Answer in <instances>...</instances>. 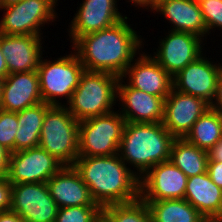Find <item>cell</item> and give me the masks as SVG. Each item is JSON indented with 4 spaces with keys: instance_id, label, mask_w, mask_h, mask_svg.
Segmentation results:
<instances>
[{
    "instance_id": "8",
    "label": "cell",
    "mask_w": 222,
    "mask_h": 222,
    "mask_svg": "<svg viewBox=\"0 0 222 222\" xmlns=\"http://www.w3.org/2000/svg\"><path fill=\"white\" fill-rule=\"evenodd\" d=\"M55 4L51 0H4V16L0 33L41 36L40 27L55 18Z\"/></svg>"
},
{
    "instance_id": "10",
    "label": "cell",
    "mask_w": 222,
    "mask_h": 222,
    "mask_svg": "<svg viewBox=\"0 0 222 222\" xmlns=\"http://www.w3.org/2000/svg\"><path fill=\"white\" fill-rule=\"evenodd\" d=\"M58 209L47 183L12 184L11 210L25 222H55Z\"/></svg>"
},
{
    "instance_id": "33",
    "label": "cell",
    "mask_w": 222,
    "mask_h": 222,
    "mask_svg": "<svg viewBox=\"0 0 222 222\" xmlns=\"http://www.w3.org/2000/svg\"><path fill=\"white\" fill-rule=\"evenodd\" d=\"M10 152L0 144V178H7Z\"/></svg>"
},
{
    "instance_id": "14",
    "label": "cell",
    "mask_w": 222,
    "mask_h": 222,
    "mask_svg": "<svg viewBox=\"0 0 222 222\" xmlns=\"http://www.w3.org/2000/svg\"><path fill=\"white\" fill-rule=\"evenodd\" d=\"M169 33L160 42L153 58L173 77L203 54V41L201 37L186 32L170 30Z\"/></svg>"
},
{
    "instance_id": "7",
    "label": "cell",
    "mask_w": 222,
    "mask_h": 222,
    "mask_svg": "<svg viewBox=\"0 0 222 222\" xmlns=\"http://www.w3.org/2000/svg\"><path fill=\"white\" fill-rule=\"evenodd\" d=\"M37 71L43 102L49 105H61L56 97L65 96L69 102L85 69L74 52L53 62L42 61L41 57Z\"/></svg>"
},
{
    "instance_id": "32",
    "label": "cell",
    "mask_w": 222,
    "mask_h": 222,
    "mask_svg": "<svg viewBox=\"0 0 222 222\" xmlns=\"http://www.w3.org/2000/svg\"><path fill=\"white\" fill-rule=\"evenodd\" d=\"M207 172L211 180L222 189V162L208 161Z\"/></svg>"
},
{
    "instance_id": "1",
    "label": "cell",
    "mask_w": 222,
    "mask_h": 222,
    "mask_svg": "<svg viewBox=\"0 0 222 222\" xmlns=\"http://www.w3.org/2000/svg\"><path fill=\"white\" fill-rule=\"evenodd\" d=\"M125 19L128 17L103 30L80 36L73 43L72 48L85 70L122 77L142 45L137 32Z\"/></svg>"
},
{
    "instance_id": "21",
    "label": "cell",
    "mask_w": 222,
    "mask_h": 222,
    "mask_svg": "<svg viewBox=\"0 0 222 222\" xmlns=\"http://www.w3.org/2000/svg\"><path fill=\"white\" fill-rule=\"evenodd\" d=\"M184 199L207 221L222 218V189L211 180L208 172L188 178Z\"/></svg>"
},
{
    "instance_id": "24",
    "label": "cell",
    "mask_w": 222,
    "mask_h": 222,
    "mask_svg": "<svg viewBox=\"0 0 222 222\" xmlns=\"http://www.w3.org/2000/svg\"><path fill=\"white\" fill-rule=\"evenodd\" d=\"M153 222H207L185 199L145 201Z\"/></svg>"
},
{
    "instance_id": "23",
    "label": "cell",
    "mask_w": 222,
    "mask_h": 222,
    "mask_svg": "<svg viewBox=\"0 0 222 222\" xmlns=\"http://www.w3.org/2000/svg\"><path fill=\"white\" fill-rule=\"evenodd\" d=\"M50 106L45 102H40L18 112L14 152L39 146L42 124Z\"/></svg>"
},
{
    "instance_id": "12",
    "label": "cell",
    "mask_w": 222,
    "mask_h": 222,
    "mask_svg": "<svg viewBox=\"0 0 222 222\" xmlns=\"http://www.w3.org/2000/svg\"><path fill=\"white\" fill-rule=\"evenodd\" d=\"M210 108L204 99L172 89L164 102L162 124L175 138H185L193 124Z\"/></svg>"
},
{
    "instance_id": "27",
    "label": "cell",
    "mask_w": 222,
    "mask_h": 222,
    "mask_svg": "<svg viewBox=\"0 0 222 222\" xmlns=\"http://www.w3.org/2000/svg\"><path fill=\"white\" fill-rule=\"evenodd\" d=\"M103 222H153L148 206L140 197L132 202L102 207Z\"/></svg>"
},
{
    "instance_id": "41",
    "label": "cell",
    "mask_w": 222,
    "mask_h": 222,
    "mask_svg": "<svg viewBox=\"0 0 222 222\" xmlns=\"http://www.w3.org/2000/svg\"><path fill=\"white\" fill-rule=\"evenodd\" d=\"M207 222H222V218L208 220Z\"/></svg>"
},
{
    "instance_id": "5",
    "label": "cell",
    "mask_w": 222,
    "mask_h": 222,
    "mask_svg": "<svg viewBox=\"0 0 222 222\" xmlns=\"http://www.w3.org/2000/svg\"><path fill=\"white\" fill-rule=\"evenodd\" d=\"M39 147L63 165H73L78 157L79 121L65 105H51L45 114Z\"/></svg>"
},
{
    "instance_id": "16",
    "label": "cell",
    "mask_w": 222,
    "mask_h": 222,
    "mask_svg": "<svg viewBox=\"0 0 222 222\" xmlns=\"http://www.w3.org/2000/svg\"><path fill=\"white\" fill-rule=\"evenodd\" d=\"M116 0H84L70 25L71 42L80 36L108 28L125 17L117 9Z\"/></svg>"
},
{
    "instance_id": "37",
    "label": "cell",
    "mask_w": 222,
    "mask_h": 222,
    "mask_svg": "<svg viewBox=\"0 0 222 222\" xmlns=\"http://www.w3.org/2000/svg\"><path fill=\"white\" fill-rule=\"evenodd\" d=\"M8 68H7V63L5 56L2 53V49L0 46V78L5 79L8 76Z\"/></svg>"
},
{
    "instance_id": "26",
    "label": "cell",
    "mask_w": 222,
    "mask_h": 222,
    "mask_svg": "<svg viewBox=\"0 0 222 222\" xmlns=\"http://www.w3.org/2000/svg\"><path fill=\"white\" fill-rule=\"evenodd\" d=\"M222 138V114L208 109L193 124L185 139L191 144L208 151Z\"/></svg>"
},
{
    "instance_id": "34",
    "label": "cell",
    "mask_w": 222,
    "mask_h": 222,
    "mask_svg": "<svg viewBox=\"0 0 222 222\" xmlns=\"http://www.w3.org/2000/svg\"><path fill=\"white\" fill-rule=\"evenodd\" d=\"M214 100L216 102L213 101V103L211 104V108L214 110H217L218 112L222 114V75H220L219 80H218V84L216 88V95H215Z\"/></svg>"
},
{
    "instance_id": "11",
    "label": "cell",
    "mask_w": 222,
    "mask_h": 222,
    "mask_svg": "<svg viewBox=\"0 0 222 222\" xmlns=\"http://www.w3.org/2000/svg\"><path fill=\"white\" fill-rule=\"evenodd\" d=\"M139 178L143 201L184 199L188 177L170 160L156 164Z\"/></svg>"
},
{
    "instance_id": "6",
    "label": "cell",
    "mask_w": 222,
    "mask_h": 222,
    "mask_svg": "<svg viewBox=\"0 0 222 222\" xmlns=\"http://www.w3.org/2000/svg\"><path fill=\"white\" fill-rule=\"evenodd\" d=\"M125 124L123 116L114 111L80 121L78 156L118 154Z\"/></svg>"
},
{
    "instance_id": "19",
    "label": "cell",
    "mask_w": 222,
    "mask_h": 222,
    "mask_svg": "<svg viewBox=\"0 0 222 222\" xmlns=\"http://www.w3.org/2000/svg\"><path fill=\"white\" fill-rule=\"evenodd\" d=\"M40 37L0 33V46L9 74L37 71L42 57Z\"/></svg>"
},
{
    "instance_id": "3",
    "label": "cell",
    "mask_w": 222,
    "mask_h": 222,
    "mask_svg": "<svg viewBox=\"0 0 222 222\" xmlns=\"http://www.w3.org/2000/svg\"><path fill=\"white\" fill-rule=\"evenodd\" d=\"M175 137L158 123L126 122L118 155L141 174L156 164L170 160L171 146Z\"/></svg>"
},
{
    "instance_id": "25",
    "label": "cell",
    "mask_w": 222,
    "mask_h": 222,
    "mask_svg": "<svg viewBox=\"0 0 222 222\" xmlns=\"http://www.w3.org/2000/svg\"><path fill=\"white\" fill-rule=\"evenodd\" d=\"M170 161L189 178L207 172L209 156L208 151L191 144L185 138H175Z\"/></svg>"
},
{
    "instance_id": "2",
    "label": "cell",
    "mask_w": 222,
    "mask_h": 222,
    "mask_svg": "<svg viewBox=\"0 0 222 222\" xmlns=\"http://www.w3.org/2000/svg\"><path fill=\"white\" fill-rule=\"evenodd\" d=\"M118 154L78 156L73 167L99 206L128 203L139 198V174L126 167Z\"/></svg>"
},
{
    "instance_id": "20",
    "label": "cell",
    "mask_w": 222,
    "mask_h": 222,
    "mask_svg": "<svg viewBox=\"0 0 222 222\" xmlns=\"http://www.w3.org/2000/svg\"><path fill=\"white\" fill-rule=\"evenodd\" d=\"M47 185L58 208L99 206L73 165H64L47 181Z\"/></svg>"
},
{
    "instance_id": "4",
    "label": "cell",
    "mask_w": 222,
    "mask_h": 222,
    "mask_svg": "<svg viewBox=\"0 0 222 222\" xmlns=\"http://www.w3.org/2000/svg\"><path fill=\"white\" fill-rule=\"evenodd\" d=\"M119 77L85 70L66 108L80 122L113 112Z\"/></svg>"
},
{
    "instance_id": "30",
    "label": "cell",
    "mask_w": 222,
    "mask_h": 222,
    "mask_svg": "<svg viewBox=\"0 0 222 222\" xmlns=\"http://www.w3.org/2000/svg\"><path fill=\"white\" fill-rule=\"evenodd\" d=\"M200 10L207 27V33L212 28L222 29V0H199Z\"/></svg>"
},
{
    "instance_id": "40",
    "label": "cell",
    "mask_w": 222,
    "mask_h": 222,
    "mask_svg": "<svg viewBox=\"0 0 222 222\" xmlns=\"http://www.w3.org/2000/svg\"><path fill=\"white\" fill-rule=\"evenodd\" d=\"M3 78H0V104H1V95H2V85H3Z\"/></svg>"
},
{
    "instance_id": "39",
    "label": "cell",
    "mask_w": 222,
    "mask_h": 222,
    "mask_svg": "<svg viewBox=\"0 0 222 222\" xmlns=\"http://www.w3.org/2000/svg\"><path fill=\"white\" fill-rule=\"evenodd\" d=\"M164 0H151V9L153 11V8L158 5L159 3H161Z\"/></svg>"
},
{
    "instance_id": "18",
    "label": "cell",
    "mask_w": 222,
    "mask_h": 222,
    "mask_svg": "<svg viewBox=\"0 0 222 222\" xmlns=\"http://www.w3.org/2000/svg\"><path fill=\"white\" fill-rule=\"evenodd\" d=\"M43 102L38 71L8 74L2 85L0 109L19 112Z\"/></svg>"
},
{
    "instance_id": "13",
    "label": "cell",
    "mask_w": 222,
    "mask_h": 222,
    "mask_svg": "<svg viewBox=\"0 0 222 222\" xmlns=\"http://www.w3.org/2000/svg\"><path fill=\"white\" fill-rule=\"evenodd\" d=\"M220 75V65H214L201 55L173 76V89L204 99L211 105Z\"/></svg>"
},
{
    "instance_id": "36",
    "label": "cell",
    "mask_w": 222,
    "mask_h": 222,
    "mask_svg": "<svg viewBox=\"0 0 222 222\" xmlns=\"http://www.w3.org/2000/svg\"><path fill=\"white\" fill-rule=\"evenodd\" d=\"M0 222H25L16 212L12 210L0 212Z\"/></svg>"
},
{
    "instance_id": "43",
    "label": "cell",
    "mask_w": 222,
    "mask_h": 222,
    "mask_svg": "<svg viewBox=\"0 0 222 222\" xmlns=\"http://www.w3.org/2000/svg\"><path fill=\"white\" fill-rule=\"evenodd\" d=\"M55 5H56V3H57V0H51Z\"/></svg>"
},
{
    "instance_id": "29",
    "label": "cell",
    "mask_w": 222,
    "mask_h": 222,
    "mask_svg": "<svg viewBox=\"0 0 222 222\" xmlns=\"http://www.w3.org/2000/svg\"><path fill=\"white\" fill-rule=\"evenodd\" d=\"M17 125L18 112H8L0 109V144L10 153H14Z\"/></svg>"
},
{
    "instance_id": "35",
    "label": "cell",
    "mask_w": 222,
    "mask_h": 222,
    "mask_svg": "<svg viewBox=\"0 0 222 222\" xmlns=\"http://www.w3.org/2000/svg\"><path fill=\"white\" fill-rule=\"evenodd\" d=\"M209 161L222 162V138L208 150Z\"/></svg>"
},
{
    "instance_id": "38",
    "label": "cell",
    "mask_w": 222,
    "mask_h": 222,
    "mask_svg": "<svg viewBox=\"0 0 222 222\" xmlns=\"http://www.w3.org/2000/svg\"><path fill=\"white\" fill-rule=\"evenodd\" d=\"M130 2L135 4V7L137 5L146 8L149 6L151 8V0H130Z\"/></svg>"
},
{
    "instance_id": "22",
    "label": "cell",
    "mask_w": 222,
    "mask_h": 222,
    "mask_svg": "<svg viewBox=\"0 0 222 222\" xmlns=\"http://www.w3.org/2000/svg\"><path fill=\"white\" fill-rule=\"evenodd\" d=\"M160 12L174 25L173 31H181L204 37L207 27L198 1L164 0L153 8Z\"/></svg>"
},
{
    "instance_id": "17",
    "label": "cell",
    "mask_w": 222,
    "mask_h": 222,
    "mask_svg": "<svg viewBox=\"0 0 222 222\" xmlns=\"http://www.w3.org/2000/svg\"><path fill=\"white\" fill-rule=\"evenodd\" d=\"M131 63L122 78L129 77L128 85L148 94L167 97L173 89V77L151 55L144 53Z\"/></svg>"
},
{
    "instance_id": "15",
    "label": "cell",
    "mask_w": 222,
    "mask_h": 222,
    "mask_svg": "<svg viewBox=\"0 0 222 222\" xmlns=\"http://www.w3.org/2000/svg\"><path fill=\"white\" fill-rule=\"evenodd\" d=\"M119 78L117 98L121 100L120 114L126 122L158 123L164 118V102L166 97H159L143 92L139 89L122 84Z\"/></svg>"
},
{
    "instance_id": "42",
    "label": "cell",
    "mask_w": 222,
    "mask_h": 222,
    "mask_svg": "<svg viewBox=\"0 0 222 222\" xmlns=\"http://www.w3.org/2000/svg\"><path fill=\"white\" fill-rule=\"evenodd\" d=\"M4 0H0V8H2Z\"/></svg>"
},
{
    "instance_id": "9",
    "label": "cell",
    "mask_w": 222,
    "mask_h": 222,
    "mask_svg": "<svg viewBox=\"0 0 222 222\" xmlns=\"http://www.w3.org/2000/svg\"><path fill=\"white\" fill-rule=\"evenodd\" d=\"M63 166L38 146L10 153L7 179L11 184L47 183Z\"/></svg>"
},
{
    "instance_id": "31",
    "label": "cell",
    "mask_w": 222,
    "mask_h": 222,
    "mask_svg": "<svg viewBox=\"0 0 222 222\" xmlns=\"http://www.w3.org/2000/svg\"><path fill=\"white\" fill-rule=\"evenodd\" d=\"M12 184L7 178H0V212L11 210Z\"/></svg>"
},
{
    "instance_id": "28",
    "label": "cell",
    "mask_w": 222,
    "mask_h": 222,
    "mask_svg": "<svg viewBox=\"0 0 222 222\" xmlns=\"http://www.w3.org/2000/svg\"><path fill=\"white\" fill-rule=\"evenodd\" d=\"M101 206H76L58 209L55 222H101Z\"/></svg>"
}]
</instances>
